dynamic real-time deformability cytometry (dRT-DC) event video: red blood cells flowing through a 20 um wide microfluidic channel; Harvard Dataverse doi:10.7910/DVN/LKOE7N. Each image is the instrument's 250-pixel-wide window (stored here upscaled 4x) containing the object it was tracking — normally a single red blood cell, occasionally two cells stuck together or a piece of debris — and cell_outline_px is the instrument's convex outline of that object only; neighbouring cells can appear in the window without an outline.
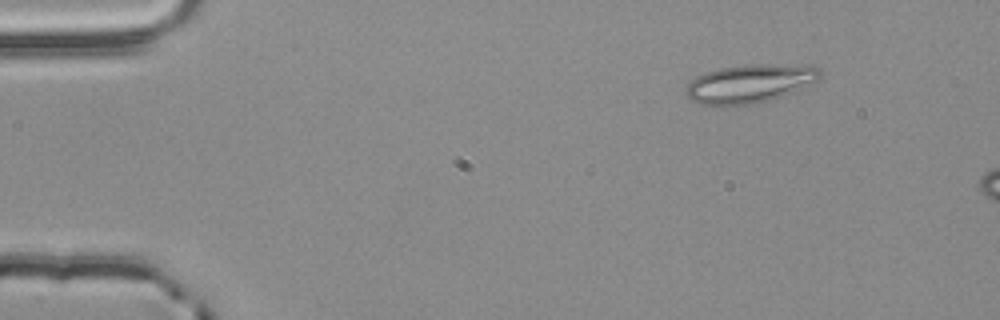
{"species": "common noctule bat (a hibernating species)", "species_latin": "Nyctalus noctula", "temperature_condition": "room temperature", "stored_images_in_passage": 3, "camera_frame_rate_fps": 3000, "um_per_image_px": 0.085, "animal": {"sex": "male", "body_mass_g": 20.4}, "frame": {"image": 1, "passage_image": 1, "time_ms": 0.0, "image_size_px": [1000, 320], "cell_outline_px": [[820, 76], [816, 80], [792, 92], [780, 96], [752, 104], [724, 108], [712, 108], [700, 104], [692, 100], [684, 92], [684, 88], [696, 76], [704, 72], [720, 68], [744, 64], [812, 64], [820, 68]], "centroid_in_image_um": [63.66, 7.11], "position_along_channel_um": 21.3, "area_um2": 30.81}}